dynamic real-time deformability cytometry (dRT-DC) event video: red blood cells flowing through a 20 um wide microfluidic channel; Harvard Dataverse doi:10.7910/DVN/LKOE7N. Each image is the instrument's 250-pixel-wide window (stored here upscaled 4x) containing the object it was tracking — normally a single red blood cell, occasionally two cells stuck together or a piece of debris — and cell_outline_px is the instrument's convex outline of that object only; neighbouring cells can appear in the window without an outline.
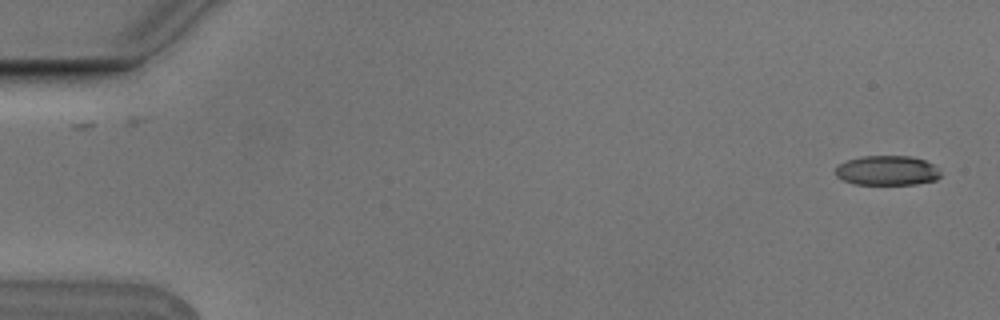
{"species": "Egyptian fruit bat (a non-hibernating species)", "species_latin": "Rousettus aegyptiacus", "temperature_condition": "cold", "stored_images_in_passage": 2, "camera_frame_rate_fps": 3000, "um_per_image_px": 0.085, "animal": {"sex": "male"}, "frame": {"image": 1, "passage_image": 2, "time_ms": 0.333, "image_size_px": [1000, 320], "cell_outline_px": [[940, 176], [936, 180], [916, 184], [856, 184], [844, 180], [836, 176], [836, 168], [840, 164], [848, 160], [864, 156], [912, 156], [924, 160], [932, 164], [940, 172]], "centroid_in_image_um": [75.42, 14.49], "position_along_channel_um": 9.6, "area_um2": 17.98}}